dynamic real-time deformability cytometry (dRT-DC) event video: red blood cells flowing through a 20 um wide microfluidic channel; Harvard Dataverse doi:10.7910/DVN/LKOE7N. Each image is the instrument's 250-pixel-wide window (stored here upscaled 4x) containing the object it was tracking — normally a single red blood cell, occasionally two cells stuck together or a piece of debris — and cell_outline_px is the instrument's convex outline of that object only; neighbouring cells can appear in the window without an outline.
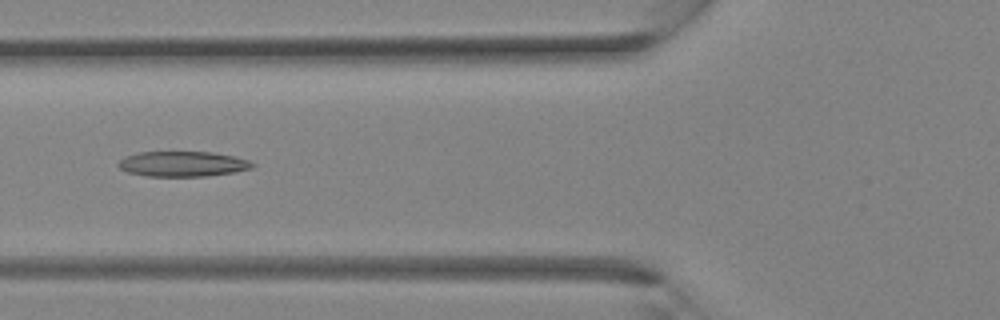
{"species": "Egyptian fruit bat (a non-hibernating species)", "species_latin": "Rousettus aegyptiacus", "temperature_condition": "room temperature", "stored_images_in_passage": 34, "camera_frame_rate_fps": 3000, "um_per_image_px": 0.085, "animal": {"sex": "female"}, "frame": {"image": 1, "passage_image": 13, "time_ms": 4.0, "image_size_px": [1000, 320], "cell_outline_px": [[256, 164], [252, 168], [236, 172], [208, 176], [148, 176], [128, 172], [120, 168], [116, 164], [124, 156], [140, 152], [212, 152], [236, 156], [248, 160]], "centroid_in_image_um": [15.56, 13.93], "position_along_channel_um": 110.2, "area_um2": 19.83}}
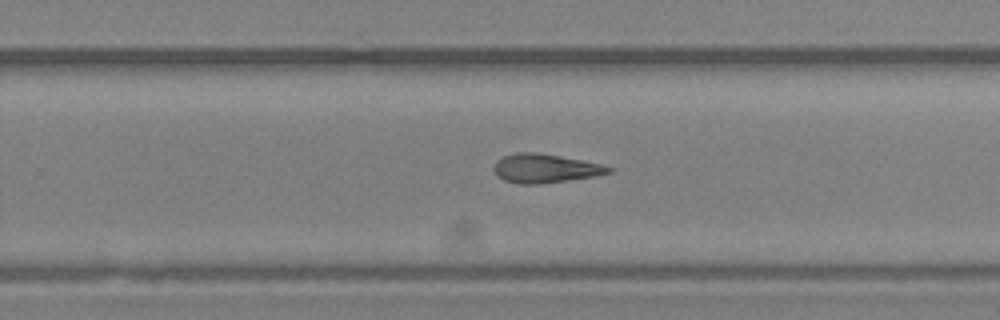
{"frame": {"image": 2, "passage_image": 22, "time_ms": 7.0, "image_size_px": [1000, 320], "cell_outline_px": [[612, 172], [596, 176], [540, 184], [520, 184], [504, 180], [496, 176], [492, 168], [496, 160], [504, 156], [516, 152], [532, 152], [560, 156], [600, 164], [612, 168]], "centroid_in_image_um": [46.28, 14.32], "position_along_channel_um": 283.5, "area_um2": 19.25}}
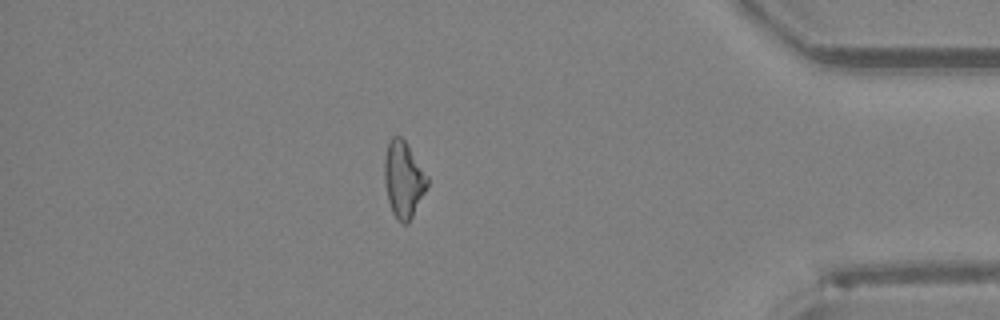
{"frame": {"image": 3, "passage_image": 30, "time_ms": 9.667, "image_size_px": [1000, 320], "cell_outline_px": [[428, 184], [408, 224], [400, 224], [396, 220], [392, 212], [388, 200], [384, 180], [384, 160], [388, 144], [392, 136], [400, 136], [404, 140], [428, 176]], "centroid_in_image_um": [34.28, 15.28], "position_along_channel_um": 400.9, "area_um2": 18.84}}